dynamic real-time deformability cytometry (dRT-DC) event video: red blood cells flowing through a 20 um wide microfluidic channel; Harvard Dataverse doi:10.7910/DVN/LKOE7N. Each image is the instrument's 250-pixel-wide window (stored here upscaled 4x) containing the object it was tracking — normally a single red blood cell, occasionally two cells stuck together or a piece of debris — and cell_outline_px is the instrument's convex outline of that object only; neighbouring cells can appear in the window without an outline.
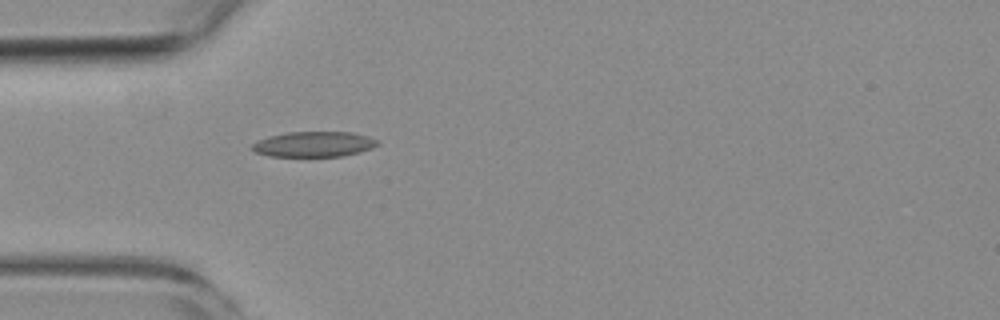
{"species": "common noctule bat (a hibernating species)", "species_latin": "Nyctalus noctula", "temperature_condition": "room temperature", "stored_images_in_passage": 3, "camera_frame_rate_fps": 3000, "um_per_image_px": 0.085, "animal": {"sex": "female", "body_mass_g": 19.3, "forearm_length_mm": 54.1}, "frame": {"image": 1, "passage_image": 3, "time_ms": 3.0, "image_size_px": [1000, 320], "cell_outline_px": [[380, 144], [372, 148], [360, 152], [344, 156], [268, 156], [256, 152], [248, 148], [256, 140], [268, 136], [288, 132], [352, 132], [368, 136], [380, 140]], "centroid_in_image_um": [26.68, 12.25], "position_along_channel_um": 58.3, "area_um2": 18.79}}